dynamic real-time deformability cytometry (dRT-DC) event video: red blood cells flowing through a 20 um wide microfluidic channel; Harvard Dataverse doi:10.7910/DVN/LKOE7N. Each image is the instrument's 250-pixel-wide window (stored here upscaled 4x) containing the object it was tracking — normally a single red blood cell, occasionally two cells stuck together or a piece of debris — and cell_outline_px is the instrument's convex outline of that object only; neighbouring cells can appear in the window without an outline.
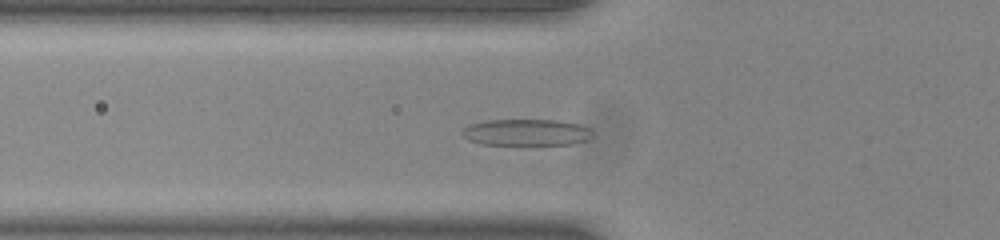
{"species": "common noctule bat (a hibernating species)", "species_latin": "Nyctalus noctula", "temperature_condition": "room temperature", "stored_images_in_passage": 46, "camera_frame_rate_fps": 3000, "um_per_image_px": 0.085, "animal": {"sex": "male", "body_mass_g": 20.0, "forearm_length_mm": 53.3}, "frame": {"image": 1, "passage_image": 12, "time_ms": 3.667, "image_size_px": [1000, 240], "cell_outline_px": [[596, 136], [588, 140], [572, 144], [524, 148], [480, 144], [468, 140], [460, 132], [468, 124], [484, 120], [556, 120], [580, 124], [588, 128]], "centroid_in_image_um": [44.74, 11.31], "position_along_channel_um": 81.1, "area_um2": 21.62}}
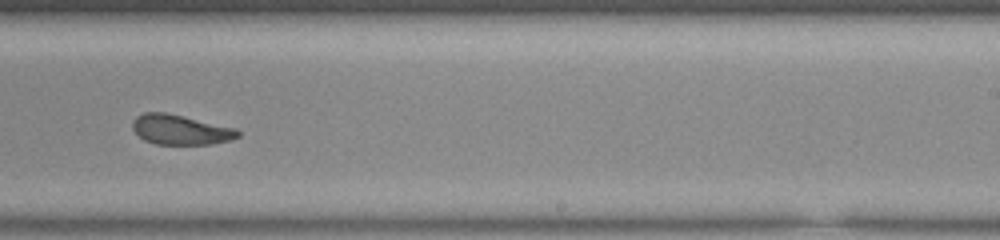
{"frame": {"image": 2, "passage_image": 27, "time_ms": 8.667, "image_size_px": [1000, 240], "cell_outline_px": [[240, 136], [232, 140], [212, 144], [156, 144], [144, 140], [132, 128], [132, 120], [136, 116], [144, 112], [164, 112], [184, 116], [236, 128], [240, 132]], "centroid_in_image_um": [15.35, 11.02], "position_along_channel_um": 273.6, "area_um2": 18.44}}
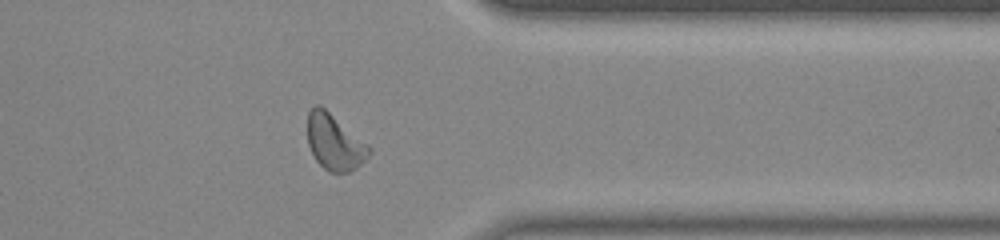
{"frame": {"image": 3, "passage_image": 36, "time_ms": 11.667, "image_size_px": [1000, 240], "cell_outline_px": [[372, 152], [360, 164], [348, 172], [328, 172], [316, 160], [308, 144], [308, 112], [316, 104], [320, 104], [368, 144], [372, 148]], "centroid_in_image_um": [28.44, 12.08], "position_along_channel_um": 383.0, "area_um2": 19.83}, "authors_computed_cell_mechanics": {"area_um2": 19.3052, "velocity_mm_per_s": 3.8546, "shape_relaxation_time_tau1_ms": 7.6259, "shape_relaxation_time_tau2_ms": 2.7062, "deformation_change_tau1": 0.1933, "deformation_change_tau2": 0.1021}}